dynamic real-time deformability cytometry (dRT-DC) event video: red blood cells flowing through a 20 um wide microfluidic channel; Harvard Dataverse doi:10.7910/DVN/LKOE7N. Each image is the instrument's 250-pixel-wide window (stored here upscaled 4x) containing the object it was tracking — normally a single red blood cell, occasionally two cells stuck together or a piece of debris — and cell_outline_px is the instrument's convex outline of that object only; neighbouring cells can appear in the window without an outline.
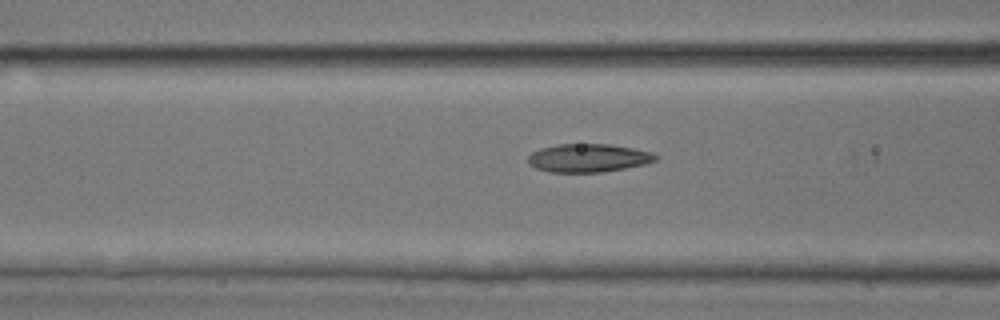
{"species": "common noctule bat (a hibernating species)", "species_latin": "Nyctalus noctula", "temperature_condition": "room temperature", "stored_images_in_passage": 16, "camera_frame_rate_fps": 3000, "um_per_image_px": 0.085, "animal": {"sex": "male", "body_mass_g": 17.9, "forearm_length_mm": 54.2}, "frame": {"image": 1, "passage_image": 14, "time_ms": 4.333, "image_size_px": [1000, 320], "cell_outline_px": [[660, 156], [656, 160], [644, 164], [624, 168], [600, 172], [548, 172], [536, 168], [528, 164], [528, 156], [532, 152], [540, 148], [556, 144], [608, 144], [632, 148], [652, 152]], "centroid_in_image_um": [49.98, 13.42], "position_along_channel_um": 116.6, "area_um2": 21.04}}